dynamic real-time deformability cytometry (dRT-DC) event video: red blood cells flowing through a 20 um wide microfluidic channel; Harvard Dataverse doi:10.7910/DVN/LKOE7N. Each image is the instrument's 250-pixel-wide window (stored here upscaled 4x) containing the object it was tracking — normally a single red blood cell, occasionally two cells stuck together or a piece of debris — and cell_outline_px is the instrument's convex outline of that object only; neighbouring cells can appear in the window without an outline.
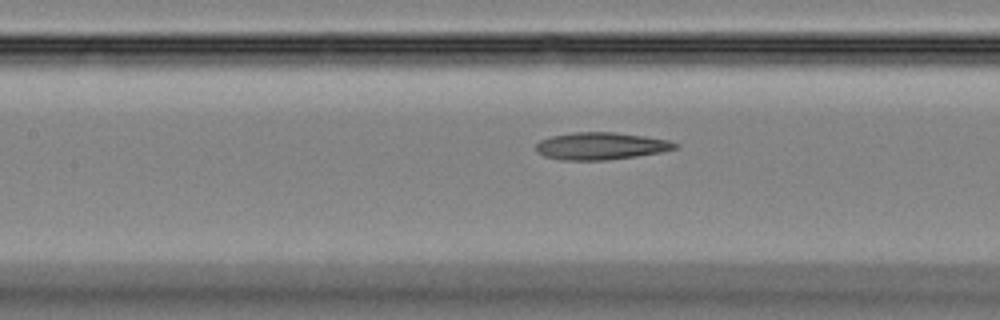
{"species": "Egyptian fruit bat (a non-hibernating species)", "species_latin": "Rousettus aegyptiacus", "temperature_condition": "room temperature", "stored_images_in_passage": 44, "camera_frame_rate_fps": 3000, "um_per_image_px": 0.085, "animal": {"sex": "female"}, "frame": {"image": 1, "passage_image": 20, "time_ms": 6.333, "image_size_px": [1000, 320], "cell_outline_px": [[680, 144], [676, 148], [660, 152], [636, 156], [608, 160], [560, 160], [544, 156], [536, 152], [536, 144], [540, 140], [552, 136], [572, 132], [616, 132], [644, 136], [668, 140]], "centroid_in_image_um": [51.05, 12.41], "position_along_channel_um": 156.4, "area_um2": 22.14}}
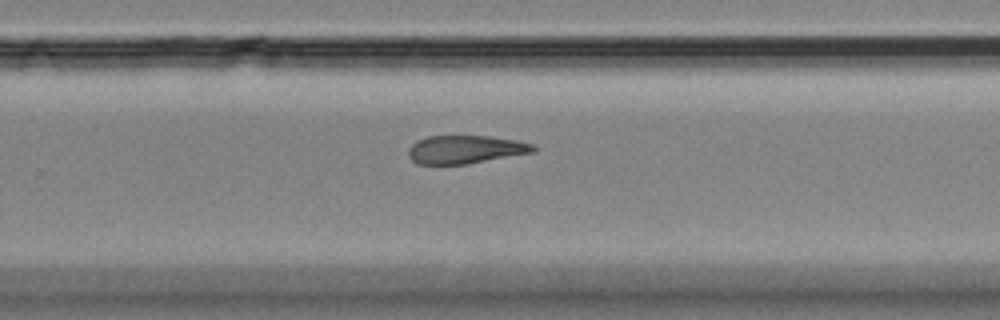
{"frame": {"image": 2, "passage_image": 29, "time_ms": 9.333, "image_size_px": [1000, 320], "cell_outline_px": [[536, 152], [468, 164], [416, 164], [408, 156], [408, 148], [416, 140], [428, 136], [492, 136], [516, 140], [532, 144], [536, 148]], "centroid_in_image_um": [39.56, 12.71], "position_along_channel_um": 290.2, "area_um2": 20.75}}
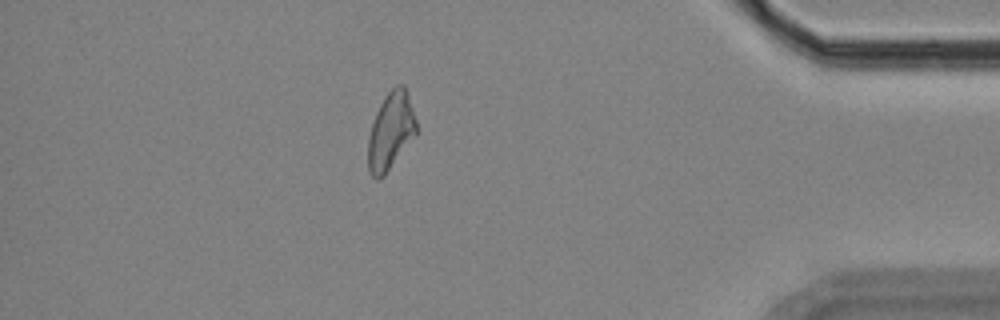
{"frame": {"image": 3, "passage_image": 39, "time_ms": 12.667, "image_size_px": [1000, 320], "cell_outline_px": [[416, 136], [384, 176], [380, 180], [376, 180], [368, 172], [368, 136], [376, 112], [384, 96], [396, 84], [404, 84], [408, 92], [416, 120]], "centroid_in_image_um": [33.21, 11.15], "position_along_channel_um": 402.0, "area_um2": 22.08}}